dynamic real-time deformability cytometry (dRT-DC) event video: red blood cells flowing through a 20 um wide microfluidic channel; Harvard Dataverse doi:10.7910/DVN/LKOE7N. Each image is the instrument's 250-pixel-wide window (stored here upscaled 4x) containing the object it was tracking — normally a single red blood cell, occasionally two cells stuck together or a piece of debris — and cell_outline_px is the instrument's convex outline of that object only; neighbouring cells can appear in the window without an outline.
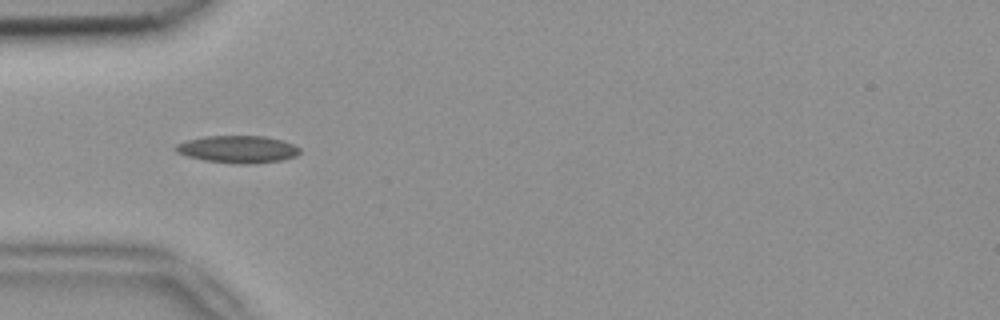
{"species": "common noctule bat (a hibernating species)", "species_latin": "Nyctalus noctula", "temperature_condition": "room temperature", "stored_images_in_passage": 11, "camera_frame_rate_fps": 3000, "um_per_image_px": 0.085, "animal": {"sex": "female", "body_mass_g": 18.4}, "frame": {"image": 1, "passage_image": 4, "time_ms": 1.0, "image_size_px": [1000, 320], "cell_outline_px": [[300, 152], [296, 156], [284, 160], [252, 164], [236, 164], [204, 160], [188, 156], [176, 152], [172, 148], [176, 144], [188, 140], [204, 136], [264, 136], [284, 140], [300, 148]], "centroid_in_image_um": [20.22, 12.69], "position_along_channel_um": 64.8, "area_um2": 19.94}}